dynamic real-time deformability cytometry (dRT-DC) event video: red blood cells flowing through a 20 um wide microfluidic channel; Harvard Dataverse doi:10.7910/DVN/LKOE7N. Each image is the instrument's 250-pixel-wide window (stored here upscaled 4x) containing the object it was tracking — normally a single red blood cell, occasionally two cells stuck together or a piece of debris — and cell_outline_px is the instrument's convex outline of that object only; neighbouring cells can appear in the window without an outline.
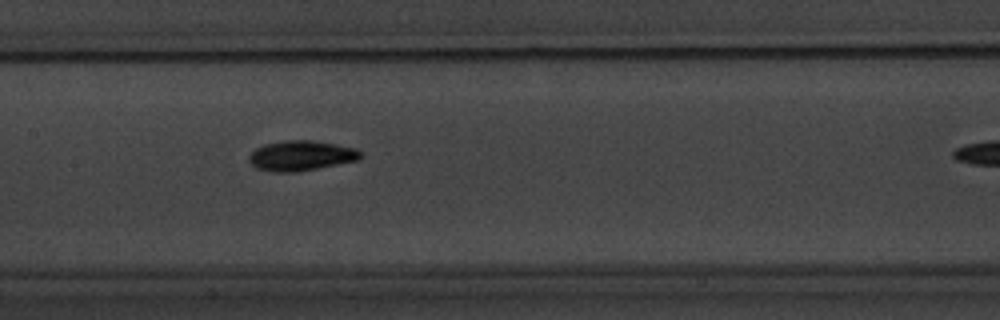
{"species": "common noctule bat (a hibernating species)", "species_latin": "Nyctalus noctula", "temperature_condition": "warm", "stored_images_in_passage": 7, "segment_of_instrument_passage": [1, 2], "camera_frame_rate_fps": 3000, "um_per_image_px": 0.085, "animal": {"sex": "male", "body_mass_g": 20.1, "forearm_length_mm": 53.5}, "frame": {"image": 1, "passage_image": 6, "time_ms": 5.667, "image_size_px": [1000, 320], "cell_outline_px": [[364, 156], [360, 160], [296, 172], [272, 172], [256, 168], [248, 160], [248, 156], [256, 148], [264, 144], [284, 140], [312, 140], [336, 144], [356, 148], [364, 152]], "centroid_in_image_um": [25.63, 13.23], "position_along_channel_um": 181.8, "area_um2": 19.83}}